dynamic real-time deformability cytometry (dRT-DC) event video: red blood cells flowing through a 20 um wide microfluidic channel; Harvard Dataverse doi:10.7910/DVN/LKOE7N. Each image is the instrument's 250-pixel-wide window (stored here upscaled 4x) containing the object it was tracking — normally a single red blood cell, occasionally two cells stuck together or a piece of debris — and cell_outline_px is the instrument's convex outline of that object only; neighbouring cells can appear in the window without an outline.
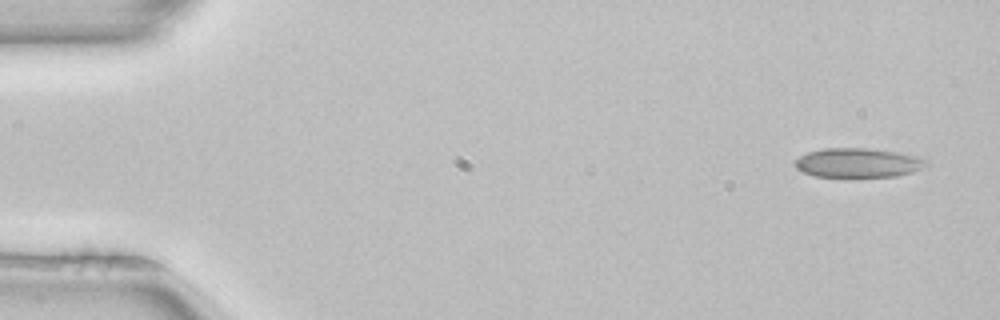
{"species": "common noctule bat (a hibernating species)", "species_latin": "Nyctalus noctula", "temperature_condition": "room temperature", "stored_images_in_passage": 50, "camera_frame_rate_fps": 3000, "um_per_image_px": 0.085, "animal": {"sex": "female", "body_mass_g": 22.7, "forearm_length_mm": 54.2}, "frame": {"image": 1, "passage_image": 2, "time_ms": 0.333, "image_size_px": [1000, 320], "cell_outline_px": [[928, 164], [912, 172], [896, 176], [816, 176], [804, 172], [796, 168], [796, 160], [800, 156], [808, 152], [824, 148], [868, 148], [924, 156], [928, 160]], "centroid_in_image_um": [72.99, 13.82], "position_along_channel_um": 12.0, "area_um2": 22.25}}
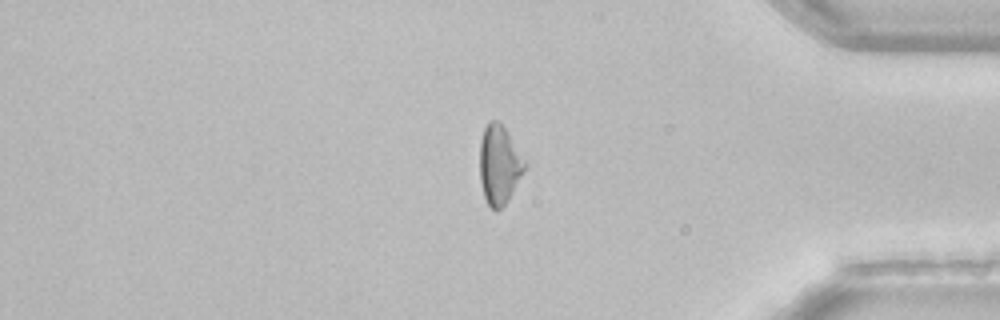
{"frame": {"image": 2, "passage_image": 42, "time_ms": 13.667, "image_size_px": [1000, 320], "cell_outline_px": [[528, 164], [508, 200], [496, 212], [488, 204], [484, 196], [480, 180], [480, 140], [484, 128], [492, 120], [496, 120], [504, 128]], "centroid_in_image_um": [42.43, 14.02], "position_along_channel_um": 392.8, "area_um2": 20.4}}
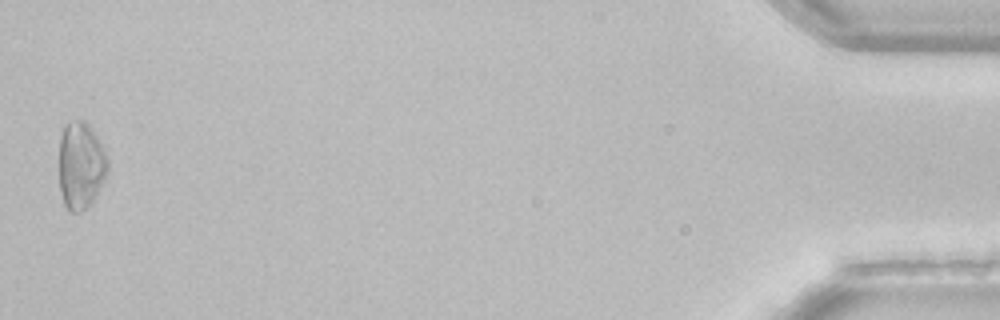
{"frame": {"image": 3, "passage_image": 50, "time_ms": 16.333, "image_size_px": [1000, 320], "cell_outline_px": [[108, 176], [92, 200], [80, 212], [72, 212], [64, 204], [60, 192], [60, 136], [68, 120], [84, 120], [92, 128], [104, 148], [108, 156]], "centroid_in_image_um": [6.89, 14.02], "position_along_channel_um": 428.3, "area_um2": 24.8}, "authors_computed_cell_mechanics": {"area_um2": 21.0103, "velocity_mm_per_s": 3.9847, "shape_relaxation_time_tau1_ms": 7.6969, "shape_relaxation_time_tau2_ms": 2.489, "deformation_change_tau1": 0.1307, "deformation_change_tau2": 0.0728}}